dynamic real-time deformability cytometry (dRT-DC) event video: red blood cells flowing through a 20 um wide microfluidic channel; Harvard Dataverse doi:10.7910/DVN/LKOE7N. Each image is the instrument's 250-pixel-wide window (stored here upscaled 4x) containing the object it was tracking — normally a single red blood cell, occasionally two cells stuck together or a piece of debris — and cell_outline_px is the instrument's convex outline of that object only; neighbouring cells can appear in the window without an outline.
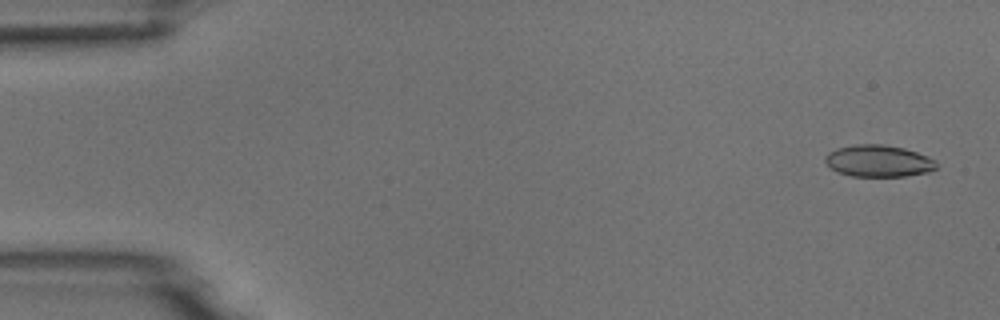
{"species": "common noctule bat (a hibernating species)", "species_latin": "Nyctalus noctula", "temperature_condition": "room temperature", "stored_images_in_passage": 3, "camera_frame_rate_fps": 3000, "um_per_image_px": 0.085, "animal": {"sex": "male", "body_mass_g": 18.8}, "frame": {"image": 1, "passage_image": 1, "time_ms": 0.0, "image_size_px": [1000, 320], "cell_outline_px": [[936, 168], [928, 172], [904, 176], [852, 176], [836, 172], [824, 160], [824, 156], [828, 152], [836, 148], [856, 144], [880, 144], [904, 148], [928, 156], [936, 160]], "centroid_in_image_um": [74.65, 13.68], "position_along_channel_um": 10.3, "area_um2": 20.63}}